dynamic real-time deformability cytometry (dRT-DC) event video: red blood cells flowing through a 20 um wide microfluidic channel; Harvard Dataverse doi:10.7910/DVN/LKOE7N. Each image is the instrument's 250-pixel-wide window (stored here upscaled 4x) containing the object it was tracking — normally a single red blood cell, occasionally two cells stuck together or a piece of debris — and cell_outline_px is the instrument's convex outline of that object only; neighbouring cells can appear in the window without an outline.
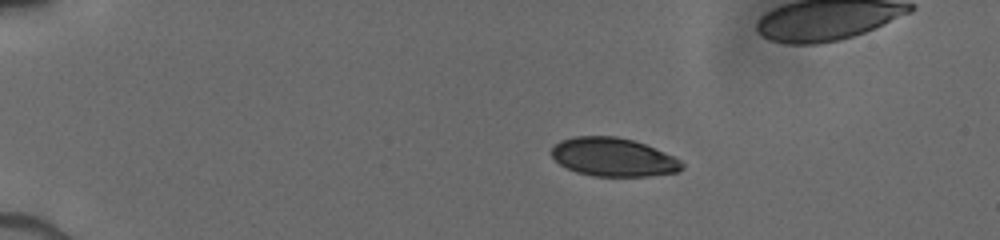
{"species": "human", "species_latin": "Homo sapiens", "temperature_condition": "cold", "stored_images_in_passage": 16, "camera_frame_rate_fps": 3000, "um_per_image_px": 0.085, "donor": {"sex": "male"}, "frame": {"image": 1, "passage_image": 1, "time_ms": 0.0, "image_size_px": [1000, 240], "cell_outline_px": [[684, 168], [676, 172], [648, 176], [592, 176], [576, 172], [560, 164], [552, 156], [552, 148], [560, 140], [576, 136], [616, 136], [632, 140], [644, 144], [664, 152], [680, 160], [684, 164]], "centroid_in_image_um": [52.13, 13.36], "position_along_channel_um": 32.9, "area_um2": 29.07}}
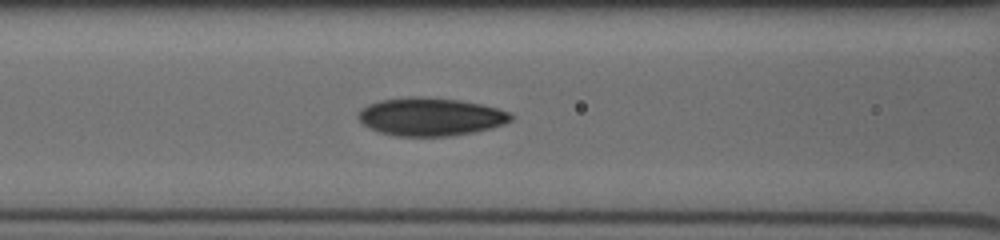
{"frame": {"image": 2, "passage_image": 9, "time_ms": 4.333, "image_size_px": [1000, 240], "cell_outline_px": [[512, 120], [504, 124], [472, 132], [448, 136], [396, 136], [380, 132], [364, 124], [356, 116], [360, 108], [368, 104], [380, 100], [412, 96], [416, 96], [460, 100], [480, 104], [512, 112]], "centroid_in_image_um": [36.57, 9.91], "position_along_channel_um": 130.0, "area_um2": 33.7}}
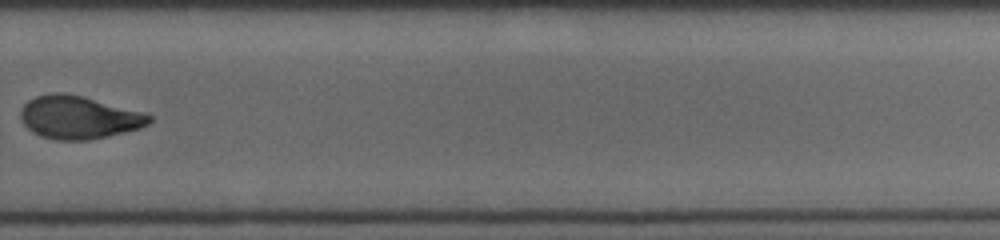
{"frame": {"image": 3, "passage_image": 16, "time_ms": 9.0, "image_size_px": [1000, 240], "cell_outline_px": [[152, 120], [148, 124], [140, 128], [108, 136], [88, 140], [56, 140], [40, 136], [32, 132], [24, 124], [20, 116], [20, 112], [24, 104], [28, 100], [36, 96], [52, 92], [64, 92], [84, 96], [140, 112], [152, 116]], "centroid_in_image_um": [6.65, 9.97], "position_along_channel_um": 323.1, "area_um2": 32.08}}